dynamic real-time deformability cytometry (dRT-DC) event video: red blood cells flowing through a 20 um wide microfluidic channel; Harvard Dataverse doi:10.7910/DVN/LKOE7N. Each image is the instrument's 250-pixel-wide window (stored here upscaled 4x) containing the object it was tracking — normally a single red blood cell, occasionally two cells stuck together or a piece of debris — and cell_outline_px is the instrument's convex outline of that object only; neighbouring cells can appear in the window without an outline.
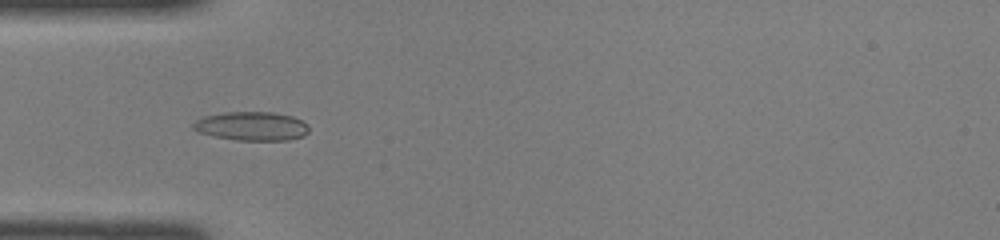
{"species": "common noctule bat (a hibernating species)", "species_latin": "Nyctalus noctula", "temperature_condition": "room temperature", "stored_images_in_passage": 34, "camera_frame_rate_fps": 3000, "um_per_image_px": 0.085, "animal": {"sex": "female", "body_mass_g": 22.0, "forearm_length_mm": 56.7}, "frame": {"image": 1, "passage_image": 8, "time_ms": 2.333, "image_size_px": [1000, 240], "cell_outline_px": [[308, 132], [304, 136], [288, 140], [236, 140], [212, 136], [196, 132], [192, 128], [192, 124], [196, 120], [204, 116], [224, 112], [272, 112], [292, 116], [308, 124]], "centroid_in_image_um": [21.36, 10.72], "position_along_channel_um": 63.6, "area_um2": 19.59}}
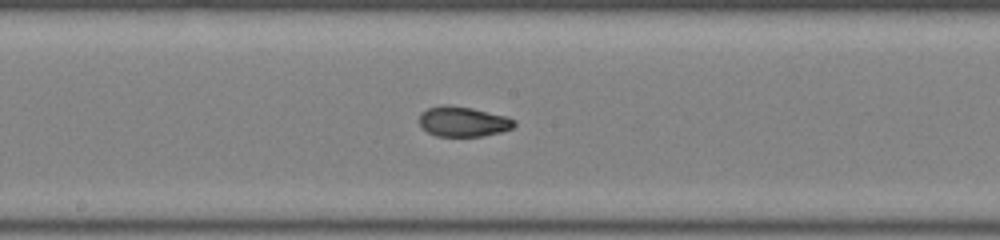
{"frame": {"image": 2, "passage_image": 18, "time_ms": 5.667, "image_size_px": [1000, 240], "cell_outline_px": [[516, 124], [512, 128], [500, 132], [480, 136], [436, 136], [428, 132], [420, 124], [420, 112], [428, 108], [444, 104], [472, 108], [504, 116], [516, 120]], "centroid_in_image_um": [39.35, 10.33], "position_along_channel_um": 208.9, "area_um2": 16.47}}
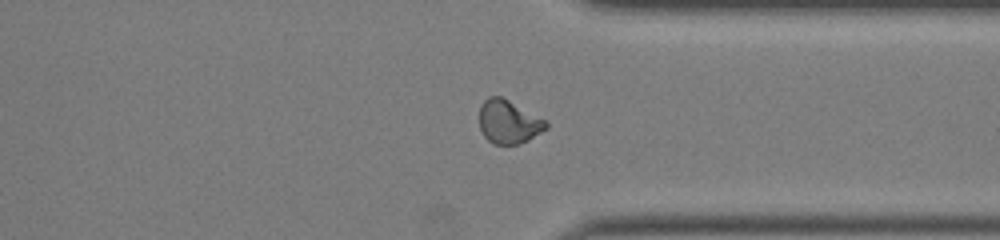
{"frame": {"image": 3, "passage_image": 29, "time_ms": 9.333, "image_size_px": [1000, 240], "cell_outline_px": [[548, 128], [528, 140], [516, 144], [492, 144], [484, 136], [480, 128], [480, 104], [488, 96], [500, 96], [548, 120]], "centroid_in_image_um": [43.24, 10.35], "position_along_channel_um": 368.2, "area_um2": 16.99}}